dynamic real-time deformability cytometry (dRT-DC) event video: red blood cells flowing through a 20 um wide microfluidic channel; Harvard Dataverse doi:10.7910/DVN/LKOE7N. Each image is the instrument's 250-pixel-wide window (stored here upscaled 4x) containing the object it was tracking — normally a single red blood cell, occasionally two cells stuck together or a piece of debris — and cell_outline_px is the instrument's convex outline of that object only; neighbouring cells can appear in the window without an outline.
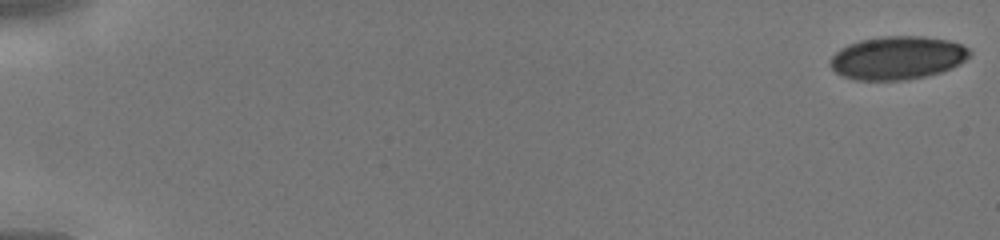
{"species": "human", "species_latin": "Homo sapiens", "temperature_condition": "cold", "stored_images_in_passage": 45, "camera_frame_rate_fps": 3000, "um_per_image_px": 0.085, "donor": {"sex": "male"}, "frame": {"image": 1, "passage_image": 1, "time_ms": 0.0, "image_size_px": [1000, 240], "cell_outline_px": [[972, 52], [960, 64], [952, 68], [940, 72], [924, 76], [904, 80], [856, 80], [844, 76], [836, 72], [832, 68], [832, 56], [840, 48], [848, 44], [860, 40], [880, 36], [924, 36], [948, 40], [960, 44], [968, 48]], "centroid_in_image_um": [76.3, 4.91], "position_along_channel_um": 8.7, "area_um2": 34.97}}
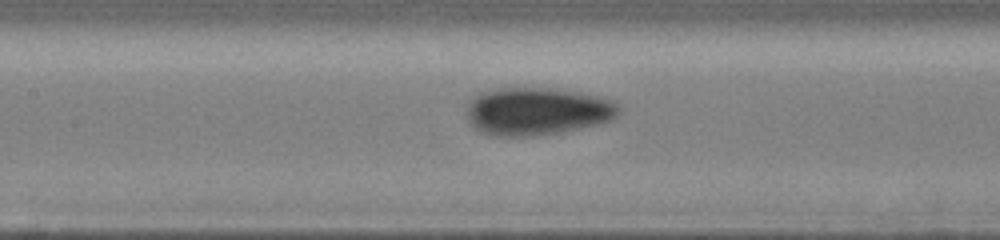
{"frame": {"image": 2, "passage_image": 23, "time_ms": 7.333, "image_size_px": [1000, 240], "cell_outline_px": [[620, 112], [612, 120], [580, 128], [556, 132], [528, 136], [492, 136], [480, 132], [468, 120], [468, 104], [480, 92], [492, 88], [552, 88], [580, 92], [600, 96], [616, 100], [620, 104]], "centroid_in_image_um": [45.69, 9.44], "position_along_channel_um": 161.7, "area_um2": 42.43}}
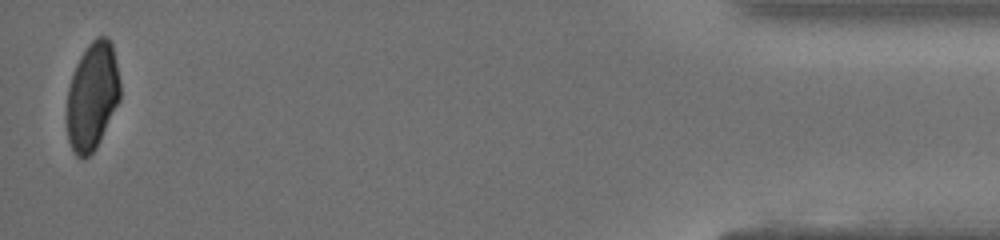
{"frame": {"image": 3, "passage_image": 45, "time_ms": 14.667, "image_size_px": [1000, 240], "cell_outline_px": [[120, 100], [96, 148], [84, 160], [76, 156], [68, 140], [68, 88], [76, 64], [80, 56], [88, 44], [96, 36], [108, 36], [112, 44], [120, 80]], "centroid_in_image_um": [7.86, 8.16], "position_along_channel_um": 427.3, "area_um2": 33.35}}